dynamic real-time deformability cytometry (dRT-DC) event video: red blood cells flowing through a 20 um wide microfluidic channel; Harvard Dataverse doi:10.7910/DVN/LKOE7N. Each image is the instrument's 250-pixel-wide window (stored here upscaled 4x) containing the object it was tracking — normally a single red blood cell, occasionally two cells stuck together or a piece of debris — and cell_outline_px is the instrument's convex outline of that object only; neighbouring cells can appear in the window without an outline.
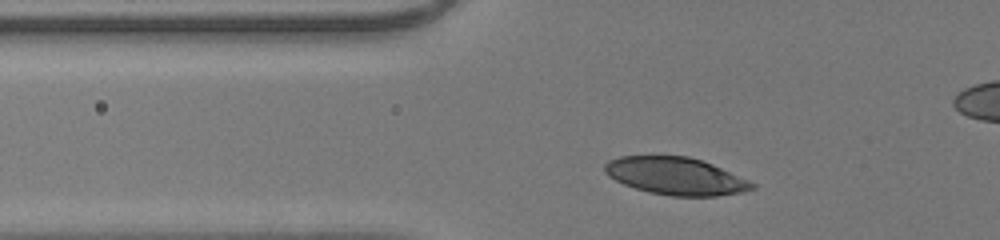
{"species": "human", "species_latin": "Homo sapiens", "temperature_condition": "room temperature", "stored_images_in_passage": 35, "camera_frame_rate_fps": 3000, "um_per_image_px": 0.085, "donor": {"sex": "male"}, "frame": {"image": 1, "passage_image": 10, "time_ms": 3.0, "image_size_px": [1000, 240], "cell_outline_px": [[756, 188], [744, 192], [716, 196], [672, 196], [648, 192], [624, 184], [608, 176], [604, 172], [604, 164], [608, 160], [620, 156], [688, 156], [712, 164], [748, 180], [756, 184]], "centroid_in_image_um": [57.43, 14.97], "position_along_channel_um": 68.4, "area_um2": 32.08}}
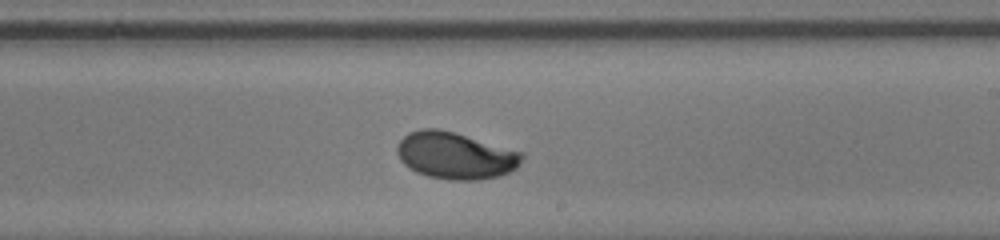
{"frame": {"image": 2, "passage_image": 24, "time_ms": 7.667, "image_size_px": [1000, 240], "cell_outline_px": [[524, 156], [516, 168], [500, 176], [476, 180], [452, 180], [428, 176], [416, 172], [408, 168], [400, 160], [396, 152], [396, 144], [408, 132], [420, 128], [440, 128], [524, 152]], "centroid_in_image_um": [38.68, 13.21], "position_along_channel_um": 250.3, "area_um2": 34.39}}
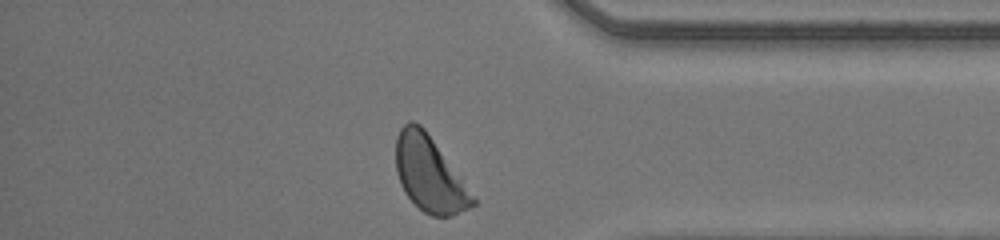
{"frame": {"image": 3, "passage_image": 35, "time_ms": 11.333, "image_size_px": [1000, 240], "cell_outline_px": [[476, 204], [452, 216], [432, 216], [424, 212], [404, 192], [400, 184], [396, 172], [396, 136], [400, 128], [408, 120], [412, 120], [420, 124], [424, 128], [476, 200]], "centroid_in_image_um": [36.45, 14.78], "position_along_channel_um": 398.7, "area_um2": 33.0}, "authors_computed_cell_mechanics": {"area_um2": 33.6974, "velocity_mm_per_s": 4.2222, "shape_relaxation_time_tau1_ms": 3.0401, "shape_relaxation_time_tau2_ms": null, "deformation_change_tau1": 0.1575, "deformation_change_tau2": null}}